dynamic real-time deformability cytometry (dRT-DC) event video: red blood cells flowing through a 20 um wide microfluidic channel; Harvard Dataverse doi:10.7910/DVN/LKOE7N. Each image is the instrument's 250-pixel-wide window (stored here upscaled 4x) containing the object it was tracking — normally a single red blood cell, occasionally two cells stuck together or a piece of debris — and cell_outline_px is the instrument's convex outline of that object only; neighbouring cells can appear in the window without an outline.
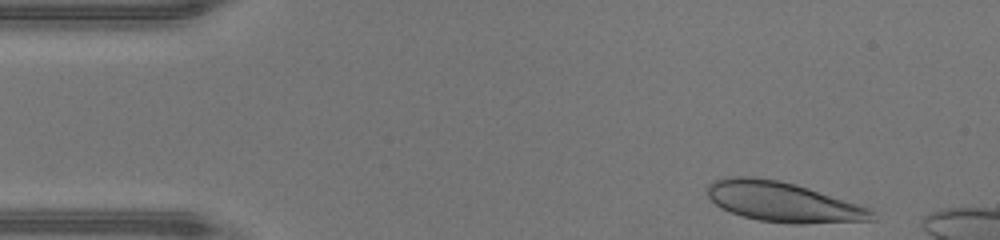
{"species": "human", "species_latin": "Homo sapiens", "temperature_condition": "warm", "stored_images_in_passage": 41, "camera_frame_rate_fps": 3000, "um_per_image_px": 0.085, "donor": {"sex": "male"}, "frame": {"image": 1, "passage_image": 1, "time_ms": 0.0, "image_size_px": [1000, 240], "cell_outline_px": [[876, 220], [800, 224], [792, 224], [760, 220], [744, 216], [732, 212], [716, 204], [708, 196], [708, 184], [712, 180], [732, 176], [752, 176], [780, 180], [796, 184], [868, 208], [872, 212]], "centroid_in_image_um": [66.52, 17.15], "position_along_channel_um": 18.5, "area_um2": 37.8}}
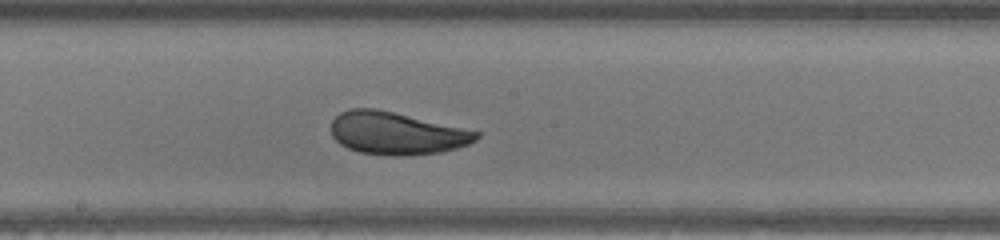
{"frame": {"image": 2, "passage_image": 21, "time_ms": 6.667, "image_size_px": [1000, 240], "cell_outline_px": [[480, 136], [476, 140], [468, 144], [456, 148], [440, 152], [408, 156], [392, 156], [360, 152], [348, 148], [340, 144], [332, 136], [332, 120], [340, 112], [352, 108], [376, 108], [480, 132]], "centroid_in_image_um": [33.69, 11.33], "position_along_channel_um": 214.5, "area_um2": 35.84}}
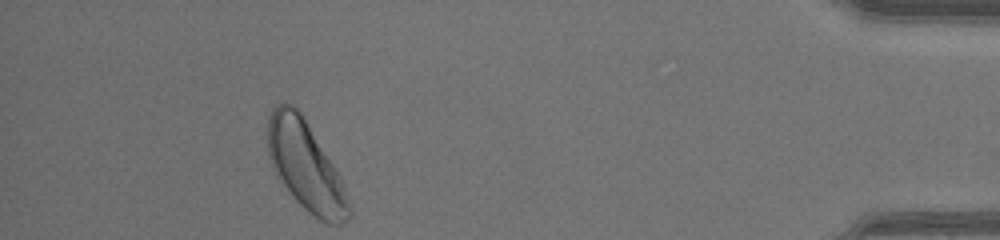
{"frame": {"image": 3, "passage_image": 39, "time_ms": 12.667, "image_size_px": [1000, 240], "cell_outline_px": [[352, 216], [348, 220], [340, 224], [328, 224], [320, 220], [308, 212], [292, 196], [276, 172], [272, 164], [268, 152], [268, 116], [272, 108], [276, 104], [292, 104], [300, 112], [340, 176], [344, 184], [352, 208]], "centroid_in_image_um": [26.01, 14.15], "position_along_channel_um": 409.2, "area_um2": 41.67}, "authors_computed_cell_mechanics": {"area_um2": 36.6452, "velocity_mm_per_s": 4.3312, "shape_relaxation_time_tau1_ms": 2.9017, "shape_relaxation_time_tau2_ms": 0.5469, "deformation_change_tau1": 0.1283, "deformation_change_tau2": 0.0476}}